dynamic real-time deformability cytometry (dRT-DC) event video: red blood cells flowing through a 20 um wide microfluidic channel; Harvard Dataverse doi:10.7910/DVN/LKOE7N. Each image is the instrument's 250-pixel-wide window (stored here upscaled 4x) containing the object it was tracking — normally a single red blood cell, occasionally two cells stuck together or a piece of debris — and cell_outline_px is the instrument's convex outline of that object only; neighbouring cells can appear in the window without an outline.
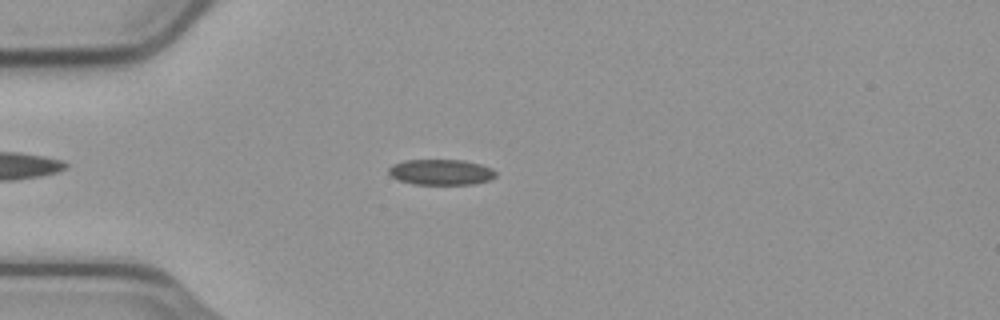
{"species": "common noctule bat (a hibernating species)", "species_latin": "Nyctalus noctula", "temperature_condition": "cold", "stored_images_in_passage": 54, "camera_frame_rate_fps": 3000, "um_per_image_px": 0.085, "animal": {"sex": "male", "body_mass_g": 23.1, "forearm_length_mm": 52.7}, "frame": {"image": 1, "passage_image": 14, "time_ms": 4.333, "image_size_px": [1000, 320], "cell_outline_px": [[496, 176], [488, 180], [472, 184], [412, 184], [396, 180], [388, 172], [388, 168], [392, 164], [404, 160], [464, 160], [480, 164], [492, 168], [496, 172]], "centroid_in_image_um": [37.45, 14.62], "position_along_channel_um": 47.6, "area_um2": 16.07}}
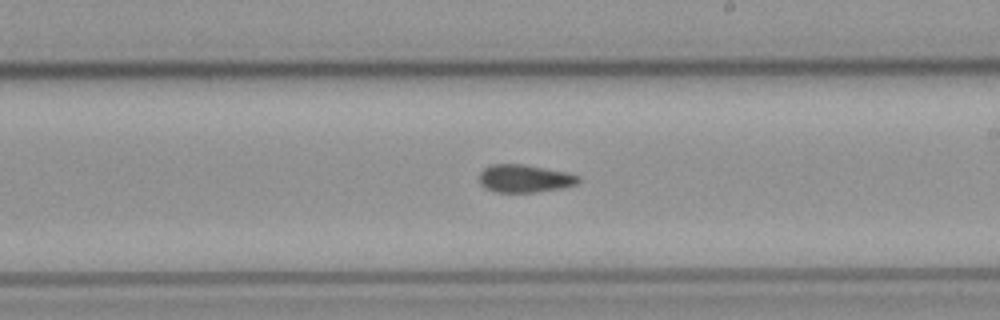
{"frame": {"image": 2, "passage_image": 31, "time_ms": 10.0, "image_size_px": [1000, 320], "cell_outline_px": [[580, 180], [576, 184], [560, 188], [536, 192], [496, 192], [484, 188], [480, 184], [480, 172], [484, 168], [492, 164], [524, 164], [568, 172], [580, 176]], "centroid_in_image_um": [44.59, 15.17], "position_along_channel_um": 244.4, "area_um2": 16.13}}
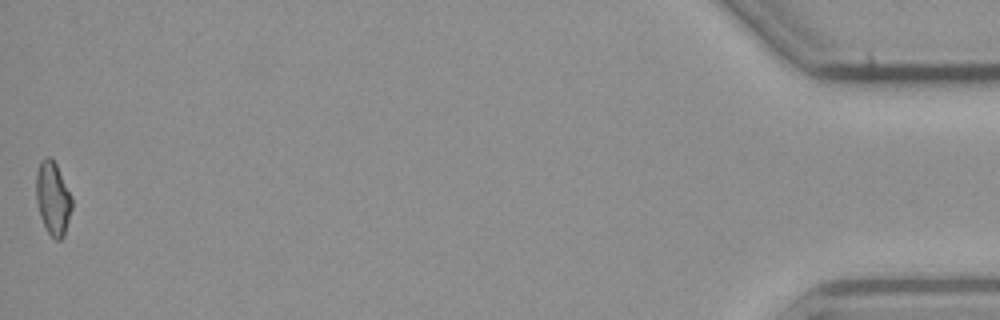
{"frame": {"image": 3, "passage_image": 54, "time_ms": 17.667, "image_size_px": [1000, 320], "cell_outline_px": [[72, 208], [64, 236], [60, 240], [56, 240], [48, 232], [40, 216], [36, 200], [36, 172], [40, 160], [44, 156], [52, 156], [72, 196]], "centroid_in_image_um": [4.49, 16.81], "position_along_channel_um": 430.7, "area_um2": 15.43}, "authors_computed_cell_mechanics": {"area_um2": 16.0395, "velocity_mm_per_s": 3.7424, "shape_relaxation_time_tau1_ms": null, "shape_relaxation_time_tau2_ms": 5.8534, "deformation_change_tau1": null, "deformation_change_tau2": 0.1023}}